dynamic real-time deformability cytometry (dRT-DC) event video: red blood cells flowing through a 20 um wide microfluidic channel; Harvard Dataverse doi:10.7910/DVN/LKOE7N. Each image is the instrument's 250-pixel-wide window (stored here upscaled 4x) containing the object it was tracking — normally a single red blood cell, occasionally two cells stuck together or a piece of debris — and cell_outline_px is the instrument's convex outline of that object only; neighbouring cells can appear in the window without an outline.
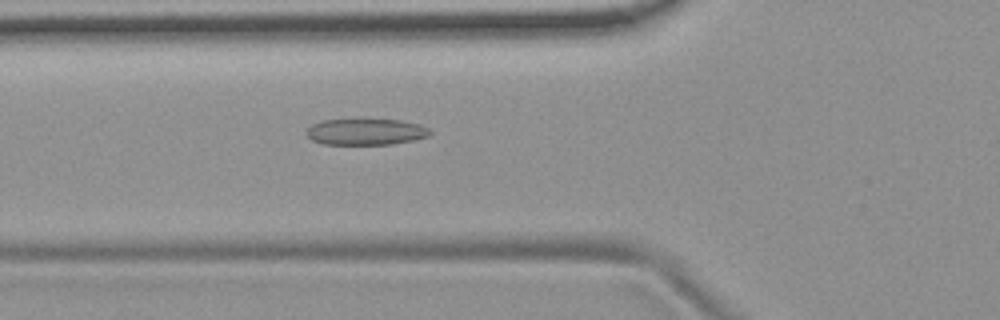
{"species": "common noctule bat (a hibernating species)", "species_latin": "Nyctalus noctula", "temperature_condition": "room temperature", "stored_images_in_passage": 54, "camera_frame_rate_fps": 3000, "um_per_image_px": 0.085, "animal": {"sex": "female", "body_mass_g": 19.9}, "frame": {"image": 1, "passage_image": 20, "time_ms": 6.333, "image_size_px": [1000, 320], "cell_outline_px": [[432, 132], [428, 136], [412, 140], [392, 144], [324, 144], [312, 140], [308, 136], [308, 128], [312, 124], [320, 120], [400, 120], [420, 124], [428, 128]], "centroid_in_image_um": [31.11, 11.2], "position_along_channel_um": 94.7, "area_um2": 18.67}}
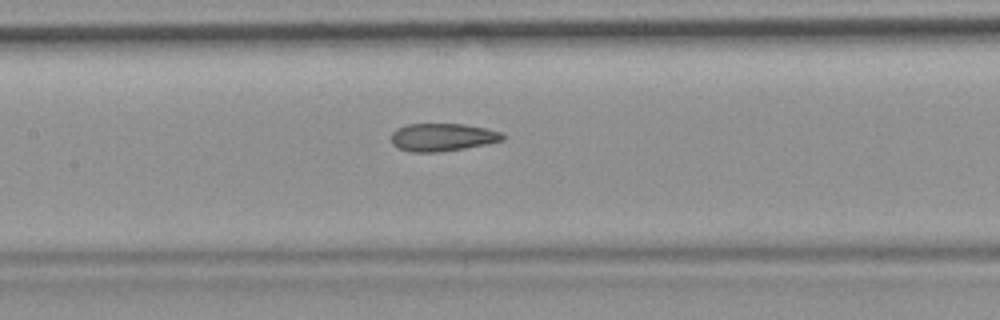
{"frame": {"image": 2, "passage_image": 26, "time_ms": 8.333, "image_size_px": [1000, 320], "cell_outline_px": [[504, 140], [464, 148], [436, 152], [412, 152], [396, 148], [392, 144], [392, 132], [396, 128], [408, 124], [464, 124], [488, 128], [500, 132], [504, 136]], "centroid_in_image_um": [37.58, 11.66], "position_along_channel_um": 169.8, "area_um2": 18.03}}
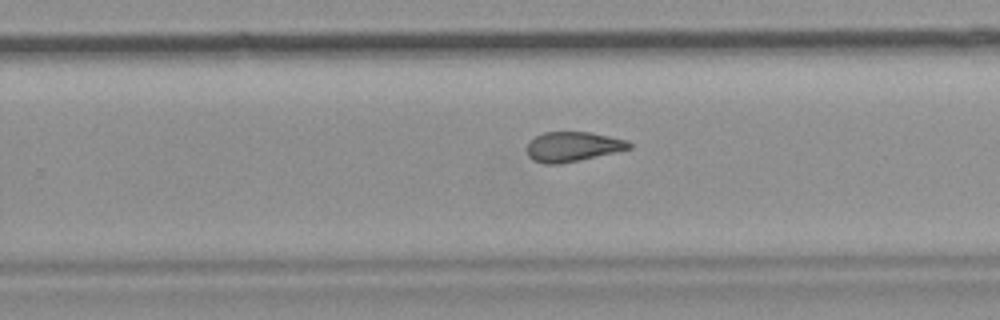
{"frame": {"image": 3, "passage_image": 35, "time_ms": 11.333, "image_size_px": [1000, 320], "cell_outline_px": [[632, 148], [580, 160], [560, 164], [544, 164], [532, 160], [528, 156], [528, 144], [536, 136], [544, 132], [588, 132], [608, 136], [624, 140], [632, 144]], "centroid_in_image_um": [48.66, 12.48], "position_along_channel_um": 281.1, "area_um2": 17.51}, "authors_computed_cell_mechanics": {"area_um2": 18.9584, "velocity_mm_per_s": 3.726, "shape_relaxation_time_tau1_ms": null, "shape_relaxation_time_tau2_ms": 2.2087, "deformation_change_tau1": null, "deformation_change_tau2": 0.0934}}